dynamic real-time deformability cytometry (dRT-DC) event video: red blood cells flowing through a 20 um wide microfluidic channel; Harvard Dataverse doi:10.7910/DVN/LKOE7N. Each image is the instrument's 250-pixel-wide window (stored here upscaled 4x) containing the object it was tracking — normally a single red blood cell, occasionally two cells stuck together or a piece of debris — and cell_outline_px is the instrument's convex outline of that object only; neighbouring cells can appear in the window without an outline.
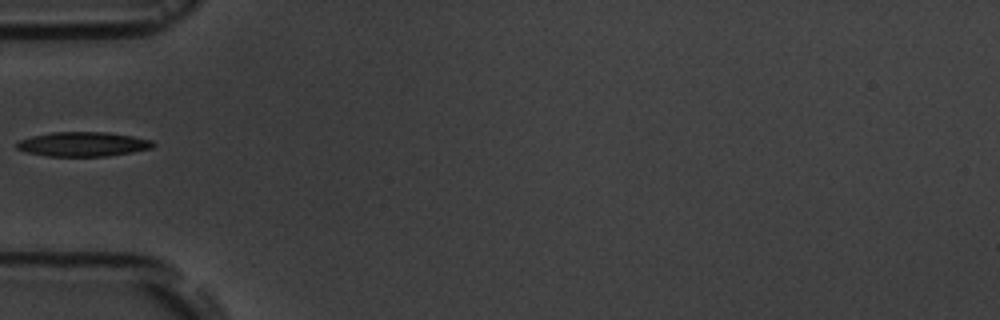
{"species": "common noctule bat (a hibernating species)", "species_latin": "Nyctalus noctula", "temperature_condition": "room temperature", "stored_images_in_passage": 8, "camera_frame_rate_fps": 3000, "um_per_image_px": 0.085, "animal": {"sex": "male", "body_mass_g": 19.5, "forearm_length_mm": 54.6}, "frame": {"image": 1, "passage_image": 4, "time_ms": 4.333, "image_size_px": [1000, 320], "cell_outline_px": [[156, 144], [152, 148], [132, 152], [104, 156], [48, 156], [24, 152], [16, 148], [16, 144], [20, 140], [32, 136], [52, 132], [108, 132], [132, 136], [152, 140]], "centroid_in_image_um": [7.05, 12.25], "position_along_channel_um": 78.0, "area_um2": 19.42}}
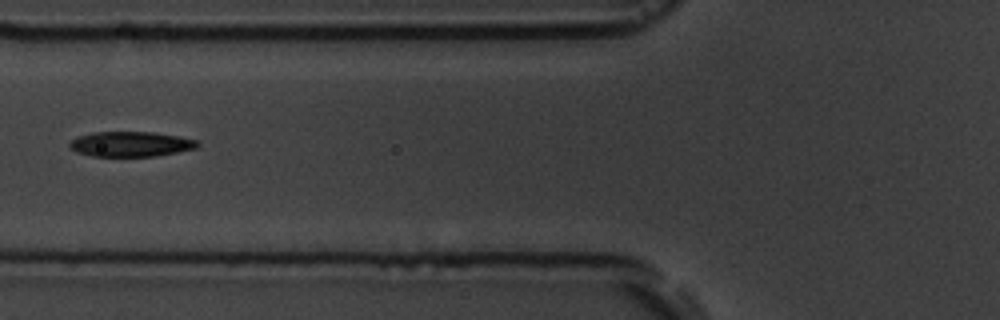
{"frame": {"image": 2, "passage_image": 5, "time_ms": 5.333, "image_size_px": [1000, 320], "cell_outline_px": [[200, 144], [196, 148], [156, 156], [92, 156], [76, 152], [68, 144], [76, 136], [92, 132], [152, 132], [176, 136], [196, 140]], "centroid_in_image_um": [11.07, 12.24], "position_along_channel_um": 114.7, "area_um2": 18.55}}
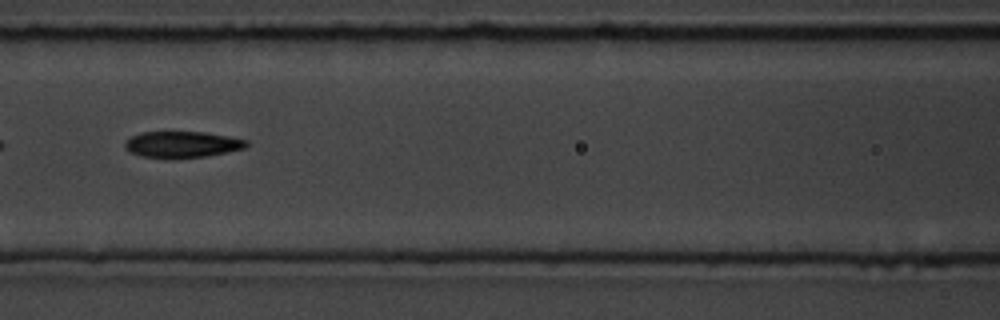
{"frame": {"image": 3, "passage_image": 6, "time_ms": 6.333, "image_size_px": [1000, 320], "cell_outline_px": [[248, 144], [244, 148], [208, 156], [172, 160], [140, 156], [124, 148], [124, 140], [132, 136], [144, 132], [204, 132], [228, 136], [248, 140]], "centroid_in_image_um": [15.45, 12.3], "position_along_channel_um": 151.2, "area_um2": 18.96}}